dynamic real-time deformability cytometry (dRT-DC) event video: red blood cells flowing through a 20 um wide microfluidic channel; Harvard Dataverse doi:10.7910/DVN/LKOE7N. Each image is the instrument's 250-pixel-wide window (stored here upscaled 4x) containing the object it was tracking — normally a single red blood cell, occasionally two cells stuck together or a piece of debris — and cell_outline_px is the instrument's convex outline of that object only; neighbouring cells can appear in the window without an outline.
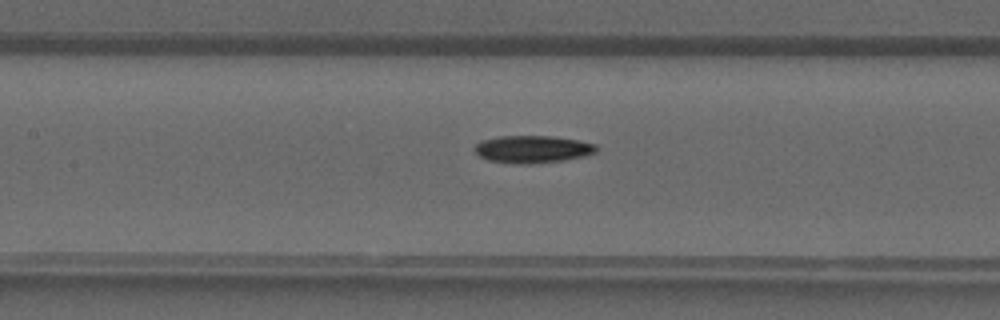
{"species": "common noctule bat (a hibernating species)", "species_latin": "Nyctalus noctula", "temperature_condition": "warm", "stored_images_in_passage": 31, "camera_frame_rate_fps": 3000, "um_per_image_px": 0.085, "animal": {"sex": "male", "forearm_length_mm": 52.5}, "frame": {"image": 1, "passage_image": 10, "time_ms": 3.0, "image_size_px": [1000, 320], "cell_outline_px": [[600, 148], [596, 152], [584, 156], [564, 160], [528, 164], [520, 164], [488, 160], [480, 156], [472, 148], [476, 144], [484, 140], [500, 136], [552, 136], [580, 140], [596, 144]], "centroid_in_image_um": [45.31, 12.68], "position_along_channel_um": 162.1, "area_um2": 19.48}}
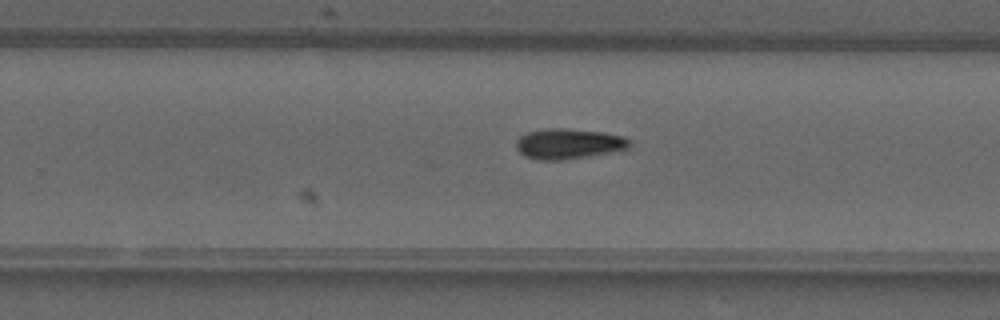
{"frame": {"image": 2, "passage_image": 17, "time_ms": 5.333, "image_size_px": [1000, 320], "cell_outline_px": [[632, 144], [624, 152], [564, 160], [540, 160], [524, 156], [516, 148], [516, 140], [520, 136], [528, 132], [544, 128], [564, 128], [604, 132], [624, 136]], "centroid_in_image_um": [48.4, 12.23], "position_along_channel_um": 281.4, "area_um2": 20.69}}
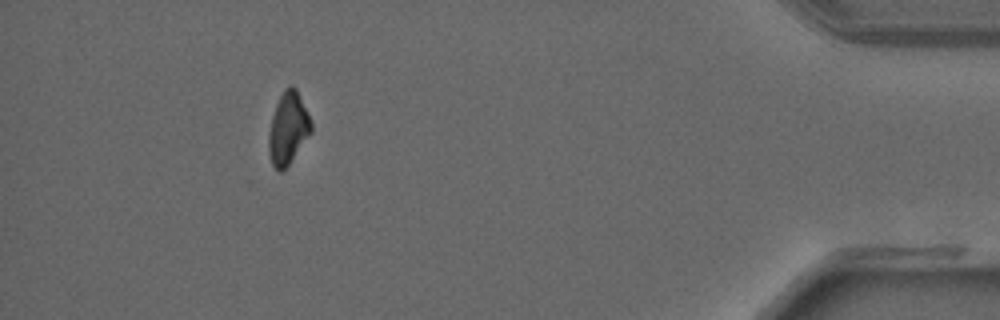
{"frame": {"image": 3, "passage_image": 28, "time_ms": 9.0, "image_size_px": [1000, 320], "cell_outline_px": [[312, 132], [288, 164], [280, 172], [272, 164], [268, 152], [268, 136], [272, 116], [276, 104], [284, 88], [288, 84], [292, 84], [296, 88], [312, 120]], "centroid_in_image_um": [24.49, 10.86], "position_along_channel_um": 410.7, "area_um2": 17.86}}